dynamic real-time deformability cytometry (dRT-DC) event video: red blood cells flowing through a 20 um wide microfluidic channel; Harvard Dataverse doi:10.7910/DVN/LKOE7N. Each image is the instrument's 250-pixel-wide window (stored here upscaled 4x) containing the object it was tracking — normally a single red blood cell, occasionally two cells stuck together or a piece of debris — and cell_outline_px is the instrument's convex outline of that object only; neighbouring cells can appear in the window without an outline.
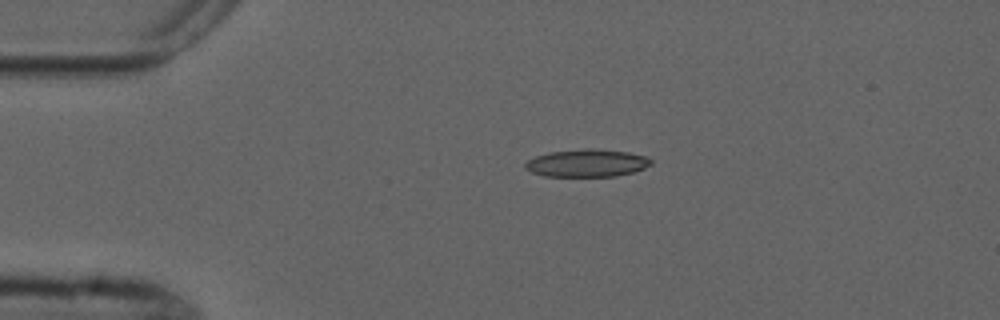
{"species": "common noctule bat (a hibernating species)", "species_latin": "Nyctalus noctula", "temperature_condition": "cold", "stored_images_in_passage": 4, "camera_frame_rate_fps": 3000, "um_per_image_px": 0.085, "animal": {"sex": "male", "forearm_length_mm": 52.5}, "frame": {"image": 1, "passage_image": 3, "time_ms": 3.333, "image_size_px": [1000, 320], "cell_outline_px": [[652, 164], [644, 168], [632, 172], [616, 176], [544, 176], [532, 172], [524, 168], [524, 164], [528, 160], [536, 156], [548, 152], [588, 148], [592, 148], [628, 152], [644, 156], [652, 160]], "centroid_in_image_um": [49.87, 13.86], "position_along_channel_um": 35.1, "area_um2": 20.17}}